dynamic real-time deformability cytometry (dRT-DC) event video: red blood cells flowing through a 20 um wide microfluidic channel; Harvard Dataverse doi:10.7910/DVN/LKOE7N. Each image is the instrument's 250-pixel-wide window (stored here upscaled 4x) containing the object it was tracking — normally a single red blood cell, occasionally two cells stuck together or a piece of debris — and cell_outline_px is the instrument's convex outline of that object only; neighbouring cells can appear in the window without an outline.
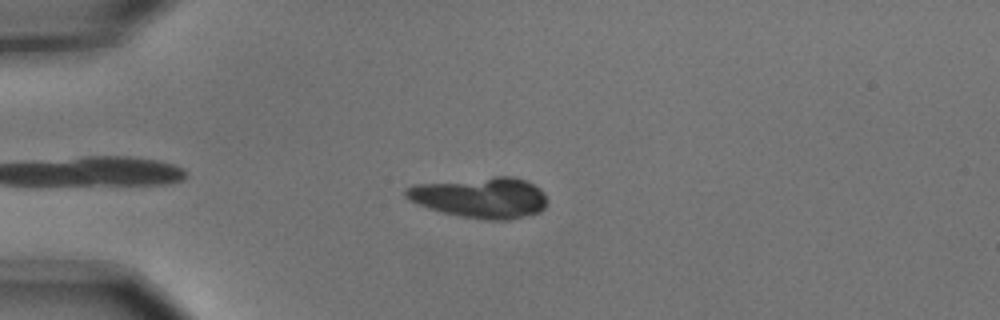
{"species": "common noctule bat (a hibernating species)", "species_latin": "Nyctalus noctula", "temperature_condition": "cold", "stored_images_in_passage": 2, "camera_frame_rate_fps": 3000, "um_per_image_px": 0.085, "animal": {"sex": "male", "body_mass_g": 15.6}, "frame": {"image": 1, "passage_image": 1, "time_ms": 0.0, "image_size_px": [1000, 320], "cell_outline_px": [[548, 200], [544, 208], [540, 212], [508, 220], [488, 220], [460, 216], [440, 212], [428, 208], [404, 196], [404, 188], [412, 184], [492, 176], [512, 176], [524, 180], [540, 188], [544, 192]], "centroid_in_image_um": [40.84, 16.78], "position_along_channel_um": 44.2, "area_um2": 33.87}}